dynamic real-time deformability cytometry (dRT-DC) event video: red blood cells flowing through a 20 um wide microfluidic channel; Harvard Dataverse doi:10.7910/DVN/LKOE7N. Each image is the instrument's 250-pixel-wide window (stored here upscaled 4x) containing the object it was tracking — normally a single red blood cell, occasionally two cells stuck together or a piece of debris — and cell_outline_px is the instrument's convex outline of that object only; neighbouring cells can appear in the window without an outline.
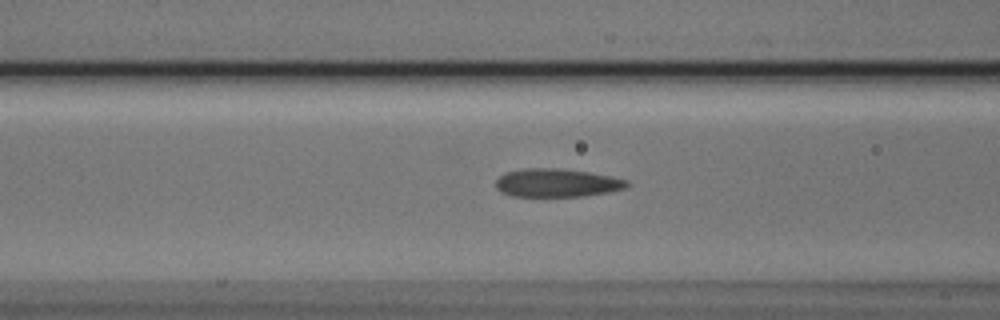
{"species": "Egyptian fruit bat (a non-hibernating species)", "species_latin": "Rousettus aegyptiacus", "temperature_condition": "cold", "stored_images_in_passage": 27, "camera_frame_rate_fps": 3000, "um_per_image_px": 0.085, "animal": {"sex": "male"}, "frame": {"image": 1, "passage_image": 5, "time_ms": 1.333, "image_size_px": [1000, 320], "cell_outline_px": [[628, 184], [624, 188], [608, 192], [584, 196], [512, 196], [500, 192], [496, 188], [496, 180], [500, 176], [508, 172], [524, 168], [552, 168], [588, 172], [628, 180]], "centroid_in_image_um": [47.29, 15.55], "position_along_channel_um": 119.3, "area_um2": 21.33}}
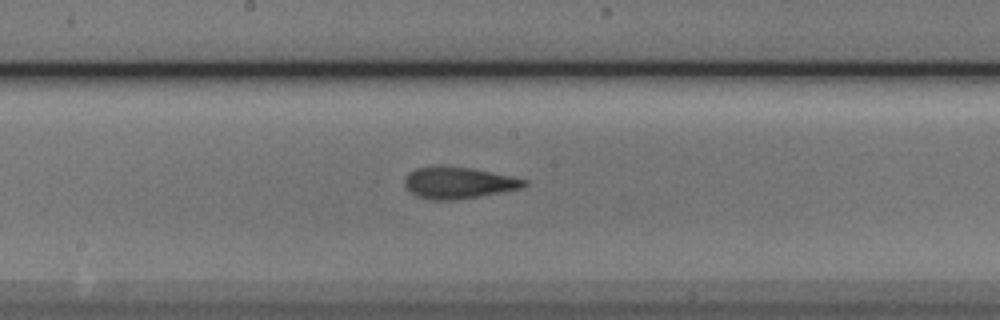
{"frame": {"image": 2, "passage_image": 12, "time_ms": 3.667, "image_size_px": [1000, 320], "cell_outline_px": [[528, 184], [524, 188], [480, 196], [452, 200], [432, 200], [416, 196], [404, 184], [404, 180], [408, 172], [416, 168], [432, 164], [440, 164], [472, 168], [512, 176], [528, 180]], "centroid_in_image_um": [38.96, 15.51], "position_along_channel_um": 209.2, "area_um2": 22.48}}
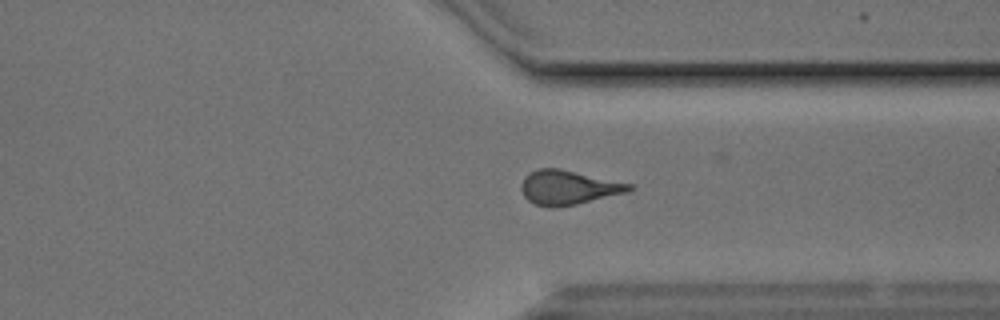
{"frame": {"image": 3, "passage_image": 24, "time_ms": 7.667, "image_size_px": [1000, 320], "cell_outline_px": [[636, 188], [628, 192], [576, 204], [556, 208], [548, 208], [532, 204], [524, 196], [520, 188], [520, 184], [524, 176], [528, 172], [540, 168], [560, 168], [632, 184]], "centroid_in_image_um": [48.27, 15.94], "position_along_channel_um": 363.1, "area_um2": 21.91}}